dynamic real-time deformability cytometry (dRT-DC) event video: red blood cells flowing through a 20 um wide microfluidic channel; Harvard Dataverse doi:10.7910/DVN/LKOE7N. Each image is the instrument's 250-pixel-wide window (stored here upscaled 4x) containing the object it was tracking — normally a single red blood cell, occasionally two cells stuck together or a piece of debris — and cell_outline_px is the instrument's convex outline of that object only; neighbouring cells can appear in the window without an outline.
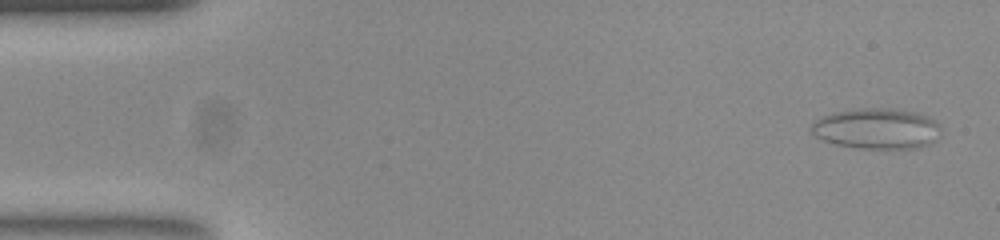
{"species": "common noctule bat (a hibernating species)", "species_latin": "Nyctalus noctula", "temperature_condition": "room temperature", "stored_images_in_passage": 56, "camera_frame_rate_fps": 3000, "um_per_image_px": 0.085, "animal": {"sex": "female", "body_mass_g": 23.0, "forearm_length_mm": 53.4}, "frame": {"image": 1, "passage_image": 2, "time_ms": 0.333, "image_size_px": [1000, 240], "cell_outline_px": [[940, 136], [936, 140], [928, 144], [912, 148], [860, 148], [836, 144], [824, 140], [816, 136], [812, 132], [812, 124], [816, 120], [824, 116], [836, 112], [860, 108], [884, 108], [912, 112], [928, 116], [940, 128]], "centroid_in_image_um": [74.53, 10.94], "position_along_channel_um": 10.5, "area_um2": 30.11}}
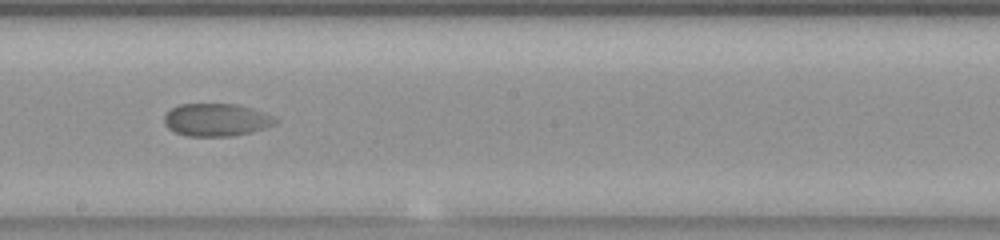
{"frame": {"image": 2, "passage_image": 30, "time_ms": 9.667, "image_size_px": [1000, 240], "cell_outline_px": [[276, 124], [252, 132], [232, 136], [188, 136], [176, 132], [168, 128], [164, 124], [164, 116], [172, 108], [180, 104], [236, 104], [252, 108], [272, 116], [276, 120]], "centroid_in_image_um": [18.37, 10.19], "position_along_channel_um": 229.8, "area_um2": 21.04}}
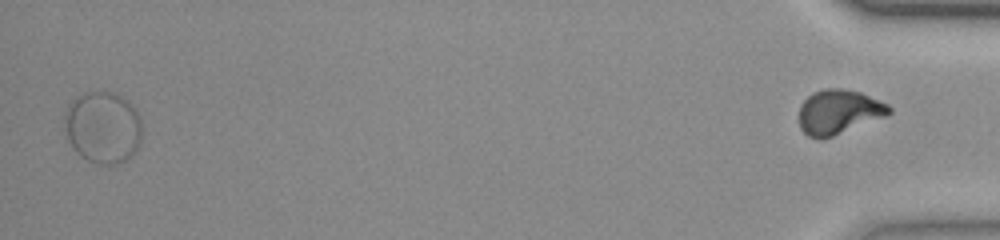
{"frame": {"image": 3, "passage_image": 54, "time_ms": 17.667, "image_size_px": [1000, 240], "cell_outline_px": [[140, 144], [124, 160], [116, 164], [104, 164], [88, 160], [80, 156], [68, 140], [64, 128], [64, 116], [68, 104], [76, 96], [84, 92], [112, 92], [128, 100], [136, 108], [140, 120]], "centroid_in_image_um": [8.71, 10.79], "position_along_channel_um": 426.5, "area_um2": 32.31}}